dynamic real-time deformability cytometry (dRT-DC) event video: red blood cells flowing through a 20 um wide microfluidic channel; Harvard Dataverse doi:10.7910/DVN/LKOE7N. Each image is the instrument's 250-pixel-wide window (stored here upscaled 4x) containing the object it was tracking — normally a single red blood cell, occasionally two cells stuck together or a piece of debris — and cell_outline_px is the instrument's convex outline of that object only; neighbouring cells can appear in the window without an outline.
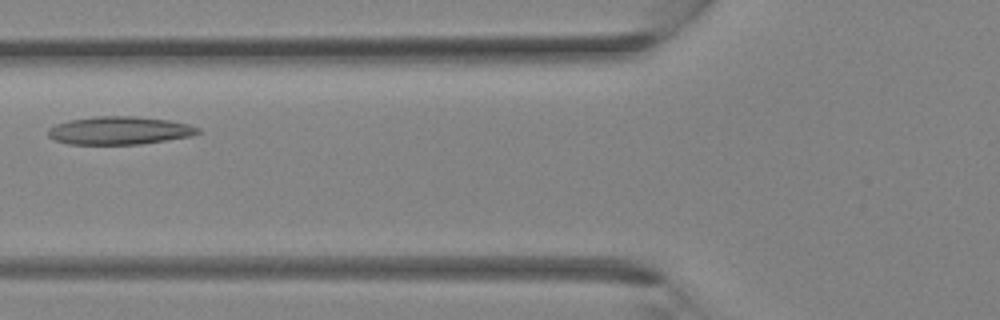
{"species": "Egyptian fruit bat (a non-hibernating species)", "species_latin": "Rousettus aegyptiacus", "temperature_condition": "room temperature", "stored_images_in_passage": 30, "camera_frame_rate_fps": 3000, "um_per_image_px": 0.085, "animal": {"sex": "female"}, "frame": {"image": 1, "passage_image": 9, "time_ms": 2.667, "image_size_px": [1000, 320], "cell_outline_px": [[200, 132], [192, 136], [140, 144], [68, 144], [56, 140], [48, 136], [48, 128], [56, 124], [68, 120], [92, 116], [136, 116], [168, 120], [188, 124], [200, 128]], "centroid_in_image_um": [10.14, 11.09], "position_along_channel_um": 115.7, "area_um2": 24.51}}
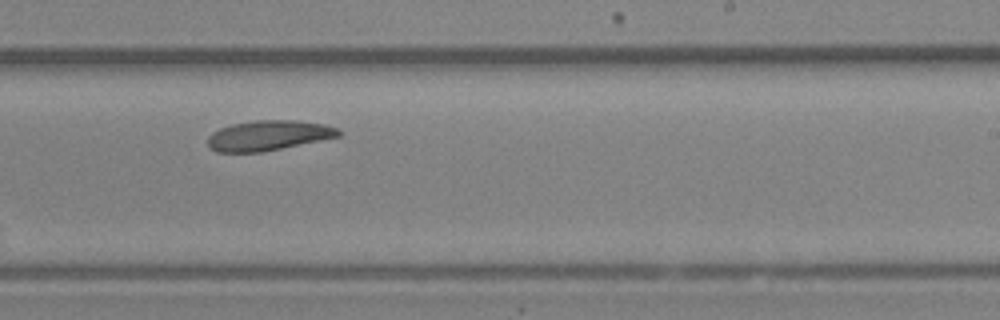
{"frame": {"image": 2, "passage_image": 17, "time_ms": 5.333, "image_size_px": [1000, 320], "cell_outline_px": [[340, 136], [260, 152], [216, 152], [208, 144], [208, 136], [212, 132], [220, 128], [232, 124], [256, 120], [296, 120], [324, 124], [340, 128]], "centroid_in_image_um": [22.81, 11.5], "position_along_channel_um": 266.2, "area_um2": 22.72}}
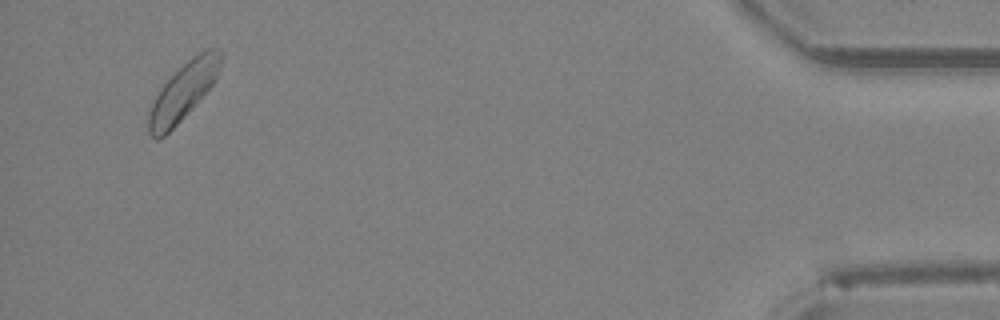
{"frame": {"image": 3, "passage_image": 29, "time_ms": 9.333, "image_size_px": [1000, 320], "cell_outline_px": [[224, 52], [220, 68], [212, 84], [188, 112], [164, 136], [156, 140], [148, 132], [148, 112], [160, 88], [192, 56], [204, 48], [220, 48]], "centroid_in_image_um": [15.59, 7.73], "position_along_channel_um": 419.6, "area_um2": 23.64}}